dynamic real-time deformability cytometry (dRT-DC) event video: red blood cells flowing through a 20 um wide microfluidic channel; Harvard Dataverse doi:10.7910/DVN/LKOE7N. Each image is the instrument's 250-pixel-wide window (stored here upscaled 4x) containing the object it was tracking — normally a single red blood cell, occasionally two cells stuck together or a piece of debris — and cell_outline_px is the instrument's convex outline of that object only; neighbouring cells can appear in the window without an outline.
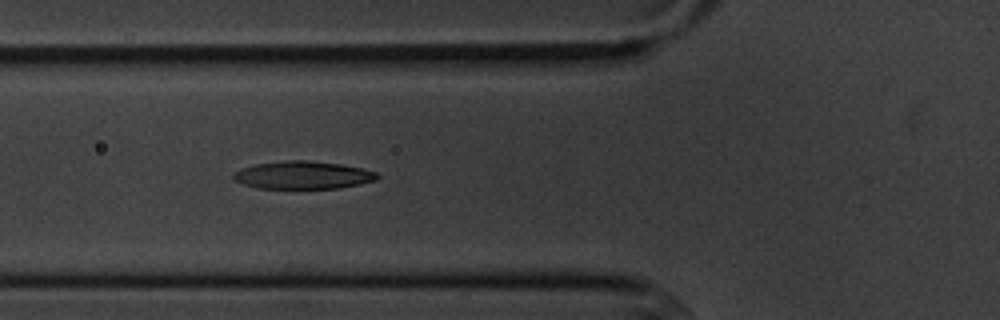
{"species": "common noctule bat (a hibernating species)", "species_latin": "Nyctalus noctula", "temperature_condition": "cold", "stored_images_in_passage": 6, "camera_frame_rate_fps": 3000, "um_per_image_px": 0.085, "animal": {"sex": "male", "body_mass_g": 20.1, "forearm_length_mm": 53.5}, "frame": {"image": 1, "passage_image": 6, "time_ms": 6.0, "image_size_px": [1000, 320], "cell_outline_px": [[380, 176], [376, 180], [360, 184], [340, 188], [256, 188], [240, 184], [232, 176], [240, 168], [252, 164], [284, 160], [308, 160], [340, 164], [360, 168], [376, 172]], "centroid_in_image_um": [25.71, 14.88], "position_along_channel_um": 100.1, "area_um2": 23.41}}